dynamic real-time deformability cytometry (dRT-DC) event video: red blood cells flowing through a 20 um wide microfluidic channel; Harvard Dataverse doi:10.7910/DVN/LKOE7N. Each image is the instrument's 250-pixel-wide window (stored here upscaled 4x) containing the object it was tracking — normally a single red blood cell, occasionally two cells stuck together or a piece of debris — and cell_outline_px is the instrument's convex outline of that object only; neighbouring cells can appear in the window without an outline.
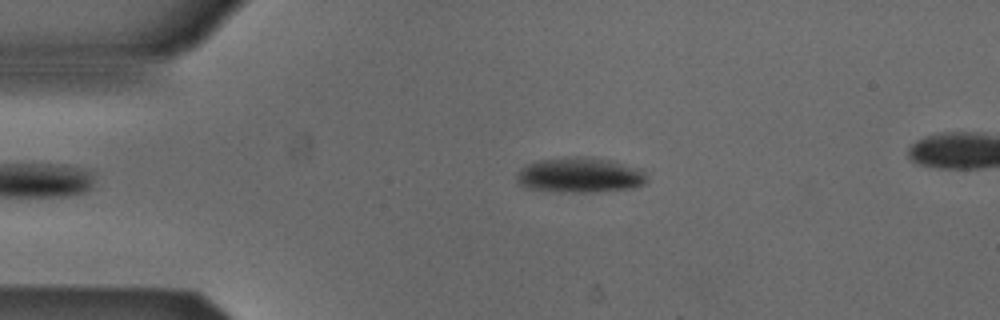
{"species": "Egyptian fruit bat (a non-hibernating species)", "species_latin": "Rousettus aegyptiacus", "temperature_condition": "cold", "stored_images_in_passage": 38, "camera_frame_rate_fps": 3000, "um_per_image_px": 0.085, "animal": {"sex": "male"}, "frame": {"image": 1, "passage_image": 2, "time_ms": 0.333, "image_size_px": [1000, 320], "cell_outline_px": [[648, 180], [644, 184], [632, 188], [596, 192], [564, 192], [528, 188], [520, 184], [516, 180], [516, 176], [520, 168], [528, 164], [540, 160], [576, 156], [612, 160], [640, 168], [644, 172]], "centroid_in_image_um": [49.31, 14.89], "position_along_channel_um": 35.7, "area_um2": 26.65}}
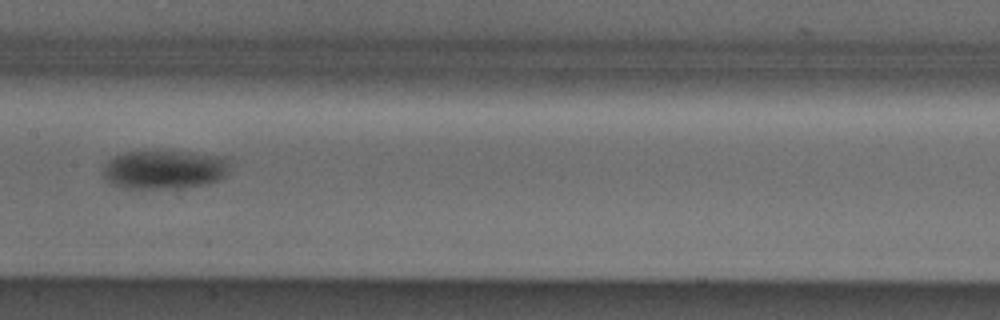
{"frame": {"image": 2, "passage_image": 17, "time_ms": 5.333, "image_size_px": [1000, 320], "cell_outline_px": [[228, 168], [224, 176], [220, 180], [204, 184], [184, 188], [124, 188], [112, 184], [104, 176], [104, 164], [112, 156], [124, 152], [188, 152], [224, 156], [228, 160]], "centroid_in_image_um": [13.97, 14.41], "position_along_channel_um": 193.4, "area_um2": 28.55}}
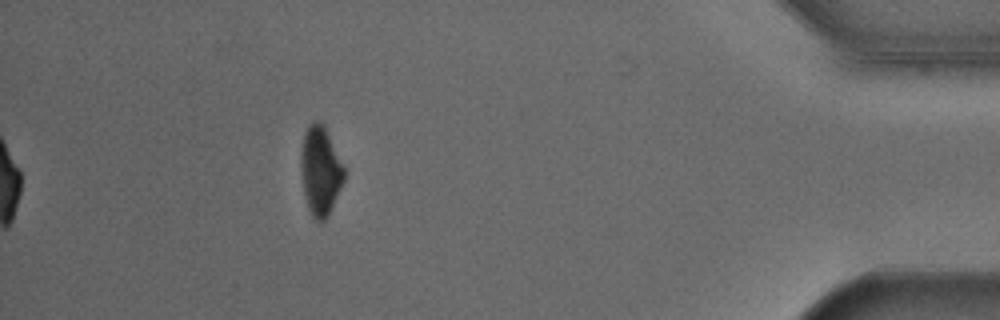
{"frame": {"image": 3, "passage_image": 38, "time_ms": 12.333, "image_size_px": [1000, 320], "cell_outline_px": [[344, 180], [332, 208], [328, 216], [324, 220], [316, 220], [312, 216], [308, 208], [304, 196], [300, 164], [300, 160], [304, 132], [308, 124], [312, 120], [316, 120], [324, 124], [344, 168]], "centroid_in_image_um": [27.21, 14.49], "position_along_channel_um": 408.0, "area_um2": 22.37}, "authors_computed_cell_mechanics": {"area_um2": 28.033, "velocity_mm_per_s": 3.8742, "shape_relaxation_time_tau1_ms": 2.6199, "shape_relaxation_time_tau2_ms": null, "deformation_change_tau1": 0.1046, "deformation_change_tau2": null}}